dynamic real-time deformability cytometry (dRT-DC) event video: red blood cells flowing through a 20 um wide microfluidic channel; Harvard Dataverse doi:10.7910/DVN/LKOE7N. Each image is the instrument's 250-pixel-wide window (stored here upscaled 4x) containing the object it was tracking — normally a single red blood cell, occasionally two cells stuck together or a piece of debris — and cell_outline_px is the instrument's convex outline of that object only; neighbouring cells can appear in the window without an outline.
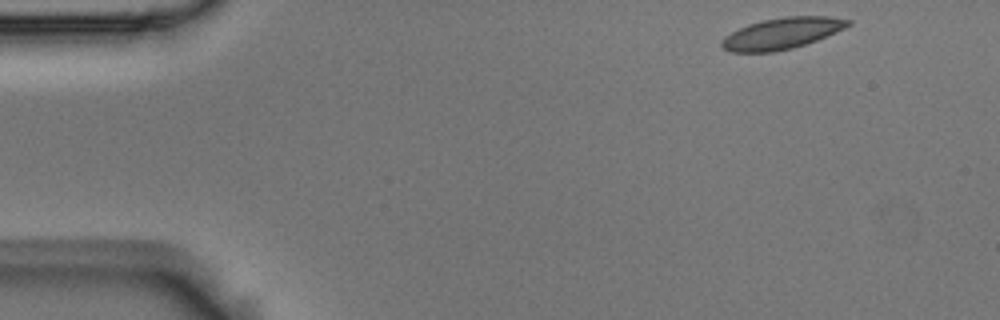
{"species": "Egyptian fruit bat (a non-hibernating species)", "species_latin": "Rousettus aegyptiacus", "temperature_condition": "room temperature", "stored_images_in_passage": 5, "camera_frame_rate_fps": 3000, "um_per_image_px": 0.085, "animal": {"sex": "male"}, "frame": {"image": 1, "passage_image": 1, "time_ms": 0.0, "image_size_px": [1000, 320], "cell_outline_px": [[852, 24], [844, 28], [816, 40], [792, 48], [772, 52], [732, 52], [720, 48], [720, 40], [724, 36], [748, 24], [764, 20], [788, 16], [828, 16], [852, 20]], "centroid_in_image_um": [66.43, 2.84], "position_along_channel_um": 18.6, "area_um2": 22.89}}
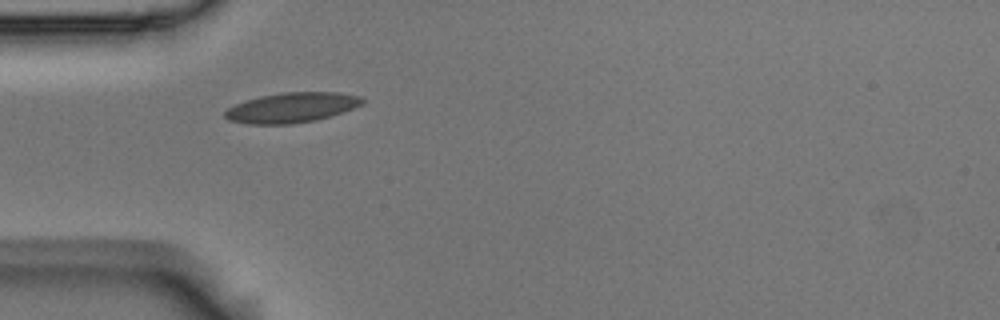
{"frame": {"image": 2, "passage_image": 4, "time_ms": 1.0, "image_size_px": [1000, 320], "cell_outline_px": [[364, 104], [316, 120], [292, 124], [248, 124], [228, 120], [224, 116], [224, 112], [228, 108], [236, 104], [260, 96], [280, 92], [336, 92], [360, 96], [364, 100]], "centroid_in_image_um": [24.77, 9.14], "position_along_channel_um": 60.2, "area_um2": 23.87}}
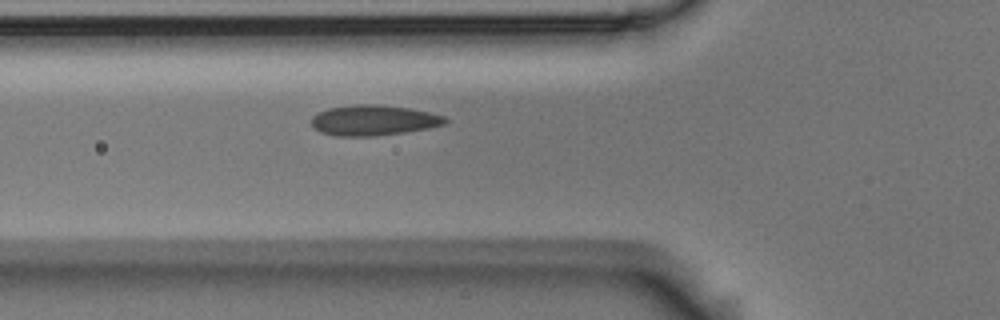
{"frame": {"image": 3, "passage_image": 5, "time_ms": 1.333, "image_size_px": [1000, 320], "cell_outline_px": [[448, 120], [444, 124], [428, 128], [404, 132], [372, 136], [336, 136], [320, 132], [312, 124], [312, 116], [328, 108], [356, 104], [376, 104], [408, 108], [428, 112], [444, 116]], "centroid_in_image_um": [31.74, 10.22], "position_along_channel_um": 94.1, "area_um2": 23.47}}